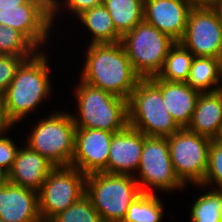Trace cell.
I'll list each match as a JSON object with an SVG mask.
<instances>
[{"label": "cell", "mask_w": 222, "mask_h": 222, "mask_svg": "<svg viewBox=\"0 0 222 222\" xmlns=\"http://www.w3.org/2000/svg\"><path fill=\"white\" fill-rule=\"evenodd\" d=\"M48 56L46 51L41 50L24 60L17 68L5 94L0 98L7 117L14 125L34 113L32 111H36L45 99L51 98L53 85Z\"/></svg>", "instance_id": "cell-1"}, {"label": "cell", "mask_w": 222, "mask_h": 222, "mask_svg": "<svg viewBox=\"0 0 222 222\" xmlns=\"http://www.w3.org/2000/svg\"><path fill=\"white\" fill-rule=\"evenodd\" d=\"M88 46L80 80L128 100L141 77L134 71L121 42Z\"/></svg>", "instance_id": "cell-2"}, {"label": "cell", "mask_w": 222, "mask_h": 222, "mask_svg": "<svg viewBox=\"0 0 222 222\" xmlns=\"http://www.w3.org/2000/svg\"><path fill=\"white\" fill-rule=\"evenodd\" d=\"M78 111L71 114L76 128L119 132L128 125V100L114 93L95 88L83 81L75 85Z\"/></svg>", "instance_id": "cell-3"}, {"label": "cell", "mask_w": 222, "mask_h": 222, "mask_svg": "<svg viewBox=\"0 0 222 222\" xmlns=\"http://www.w3.org/2000/svg\"><path fill=\"white\" fill-rule=\"evenodd\" d=\"M85 194L102 222H122L142 191L132 175L97 172L86 175Z\"/></svg>", "instance_id": "cell-4"}, {"label": "cell", "mask_w": 222, "mask_h": 222, "mask_svg": "<svg viewBox=\"0 0 222 222\" xmlns=\"http://www.w3.org/2000/svg\"><path fill=\"white\" fill-rule=\"evenodd\" d=\"M71 112L54 111L37 121L26 137L31 150L56 166H70L75 148L76 126ZM28 138V139H27Z\"/></svg>", "instance_id": "cell-5"}, {"label": "cell", "mask_w": 222, "mask_h": 222, "mask_svg": "<svg viewBox=\"0 0 222 222\" xmlns=\"http://www.w3.org/2000/svg\"><path fill=\"white\" fill-rule=\"evenodd\" d=\"M128 122L146 136L168 137L181 129L165 108L161 90L150 79H141L131 92Z\"/></svg>", "instance_id": "cell-6"}, {"label": "cell", "mask_w": 222, "mask_h": 222, "mask_svg": "<svg viewBox=\"0 0 222 222\" xmlns=\"http://www.w3.org/2000/svg\"><path fill=\"white\" fill-rule=\"evenodd\" d=\"M176 42L144 20L122 36L126 55L141 79L157 76Z\"/></svg>", "instance_id": "cell-7"}, {"label": "cell", "mask_w": 222, "mask_h": 222, "mask_svg": "<svg viewBox=\"0 0 222 222\" xmlns=\"http://www.w3.org/2000/svg\"><path fill=\"white\" fill-rule=\"evenodd\" d=\"M137 173L133 177L142 193L155 194V189L171 193L186 187L174 171L167 137L146 136Z\"/></svg>", "instance_id": "cell-8"}, {"label": "cell", "mask_w": 222, "mask_h": 222, "mask_svg": "<svg viewBox=\"0 0 222 222\" xmlns=\"http://www.w3.org/2000/svg\"><path fill=\"white\" fill-rule=\"evenodd\" d=\"M170 158L179 180L185 185H201L208 168L211 139L181 128L167 137Z\"/></svg>", "instance_id": "cell-9"}, {"label": "cell", "mask_w": 222, "mask_h": 222, "mask_svg": "<svg viewBox=\"0 0 222 222\" xmlns=\"http://www.w3.org/2000/svg\"><path fill=\"white\" fill-rule=\"evenodd\" d=\"M86 175L73 166L54 167L38 191L42 221H51L85 194Z\"/></svg>", "instance_id": "cell-10"}, {"label": "cell", "mask_w": 222, "mask_h": 222, "mask_svg": "<svg viewBox=\"0 0 222 222\" xmlns=\"http://www.w3.org/2000/svg\"><path fill=\"white\" fill-rule=\"evenodd\" d=\"M179 43L194 56L222 59V24L213 6H193Z\"/></svg>", "instance_id": "cell-11"}, {"label": "cell", "mask_w": 222, "mask_h": 222, "mask_svg": "<svg viewBox=\"0 0 222 222\" xmlns=\"http://www.w3.org/2000/svg\"><path fill=\"white\" fill-rule=\"evenodd\" d=\"M0 25L21 32L41 51L51 41V0H28L17 8H0Z\"/></svg>", "instance_id": "cell-12"}, {"label": "cell", "mask_w": 222, "mask_h": 222, "mask_svg": "<svg viewBox=\"0 0 222 222\" xmlns=\"http://www.w3.org/2000/svg\"><path fill=\"white\" fill-rule=\"evenodd\" d=\"M114 132L100 129L76 128L75 148L70 166L85 175L104 172Z\"/></svg>", "instance_id": "cell-13"}, {"label": "cell", "mask_w": 222, "mask_h": 222, "mask_svg": "<svg viewBox=\"0 0 222 222\" xmlns=\"http://www.w3.org/2000/svg\"><path fill=\"white\" fill-rule=\"evenodd\" d=\"M192 8L185 0H144L143 20L179 42Z\"/></svg>", "instance_id": "cell-14"}, {"label": "cell", "mask_w": 222, "mask_h": 222, "mask_svg": "<svg viewBox=\"0 0 222 222\" xmlns=\"http://www.w3.org/2000/svg\"><path fill=\"white\" fill-rule=\"evenodd\" d=\"M146 135L129 125L113 134L107 168L104 173L135 175L139 167L143 143Z\"/></svg>", "instance_id": "cell-15"}, {"label": "cell", "mask_w": 222, "mask_h": 222, "mask_svg": "<svg viewBox=\"0 0 222 222\" xmlns=\"http://www.w3.org/2000/svg\"><path fill=\"white\" fill-rule=\"evenodd\" d=\"M0 218L4 222H41L38 192L9 182L0 185Z\"/></svg>", "instance_id": "cell-16"}, {"label": "cell", "mask_w": 222, "mask_h": 222, "mask_svg": "<svg viewBox=\"0 0 222 222\" xmlns=\"http://www.w3.org/2000/svg\"><path fill=\"white\" fill-rule=\"evenodd\" d=\"M54 167L45 157L23 145L8 172V182L38 192Z\"/></svg>", "instance_id": "cell-17"}, {"label": "cell", "mask_w": 222, "mask_h": 222, "mask_svg": "<svg viewBox=\"0 0 222 222\" xmlns=\"http://www.w3.org/2000/svg\"><path fill=\"white\" fill-rule=\"evenodd\" d=\"M162 92L165 108L181 128L191 122L200 92L186 82L164 81L156 76L149 78Z\"/></svg>", "instance_id": "cell-18"}, {"label": "cell", "mask_w": 222, "mask_h": 222, "mask_svg": "<svg viewBox=\"0 0 222 222\" xmlns=\"http://www.w3.org/2000/svg\"><path fill=\"white\" fill-rule=\"evenodd\" d=\"M187 129L211 140L222 137V89L199 94Z\"/></svg>", "instance_id": "cell-19"}, {"label": "cell", "mask_w": 222, "mask_h": 222, "mask_svg": "<svg viewBox=\"0 0 222 222\" xmlns=\"http://www.w3.org/2000/svg\"><path fill=\"white\" fill-rule=\"evenodd\" d=\"M186 83L200 93L222 89V59L194 56Z\"/></svg>", "instance_id": "cell-20"}, {"label": "cell", "mask_w": 222, "mask_h": 222, "mask_svg": "<svg viewBox=\"0 0 222 222\" xmlns=\"http://www.w3.org/2000/svg\"><path fill=\"white\" fill-rule=\"evenodd\" d=\"M76 18L91 33L90 44L121 42L122 36L116 31L113 20L103 4L83 11Z\"/></svg>", "instance_id": "cell-21"}, {"label": "cell", "mask_w": 222, "mask_h": 222, "mask_svg": "<svg viewBox=\"0 0 222 222\" xmlns=\"http://www.w3.org/2000/svg\"><path fill=\"white\" fill-rule=\"evenodd\" d=\"M103 5L121 36L143 21L144 0H103Z\"/></svg>", "instance_id": "cell-22"}, {"label": "cell", "mask_w": 222, "mask_h": 222, "mask_svg": "<svg viewBox=\"0 0 222 222\" xmlns=\"http://www.w3.org/2000/svg\"><path fill=\"white\" fill-rule=\"evenodd\" d=\"M194 55L176 42L168 51L161 71L156 76L164 81L186 82Z\"/></svg>", "instance_id": "cell-23"}, {"label": "cell", "mask_w": 222, "mask_h": 222, "mask_svg": "<svg viewBox=\"0 0 222 222\" xmlns=\"http://www.w3.org/2000/svg\"><path fill=\"white\" fill-rule=\"evenodd\" d=\"M164 204L157 194L142 193L129 206L122 222H161Z\"/></svg>", "instance_id": "cell-24"}, {"label": "cell", "mask_w": 222, "mask_h": 222, "mask_svg": "<svg viewBox=\"0 0 222 222\" xmlns=\"http://www.w3.org/2000/svg\"><path fill=\"white\" fill-rule=\"evenodd\" d=\"M207 190L208 192H202L192 203L189 221L222 222V189Z\"/></svg>", "instance_id": "cell-25"}, {"label": "cell", "mask_w": 222, "mask_h": 222, "mask_svg": "<svg viewBox=\"0 0 222 222\" xmlns=\"http://www.w3.org/2000/svg\"><path fill=\"white\" fill-rule=\"evenodd\" d=\"M39 50L19 31L0 25V54L22 57L25 60L33 57Z\"/></svg>", "instance_id": "cell-26"}, {"label": "cell", "mask_w": 222, "mask_h": 222, "mask_svg": "<svg viewBox=\"0 0 222 222\" xmlns=\"http://www.w3.org/2000/svg\"><path fill=\"white\" fill-rule=\"evenodd\" d=\"M50 222H102L90 198L84 194L73 205L56 215Z\"/></svg>", "instance_id": "cell-27"}, {"label": "cell", "mask_w": 222, "mask_h": 222, "mask_svg": "<svg viewBox=\"0 0 222 222\" xmlns=\"http://www.w3.org/2000/svg\"><path fill=\"white\" fill-rule=\"evenodd\" d=\"M213 185V186H212ZM194 187L222 189V139L211 140L209 148L208 168L201 185ZM212 186V187H211Z\"/></svg>", "instance_id": "cell-28"}, {"label": "cell", "mask_w": 222, "mask_h": 222, "mask_svg": "<svg viewBox=\"0 0 222 222\" xmlns=\"http://www.w3.org/2000/svg\"><path fill=\"white\" fill-rule=\"evenodd\" d=\"M103 4V0H51V20L52 26H54L57 19L58 13H61V9L64 8L69 11L70 14L74 13L76 17L80 15L83 11L99 6ZM63 7V8H62ZM60 10V11H59ZM55 17V18H54Z\"/></svg>", "instance_id": "cell-29"}, {"label": "cell", "mask_w": 222, "mask_h": 222, "mask_svg": "<svg viewBox=\"0 0 222 222\" xmlns=\"http://www.w3.org/2000/svg\"><path fill=\"white\" fill-rule=\"evenodd\" d=\"M25 59L13 55L0 54V98L15 77L17 68Z\"/></svg>", "instance_id": "cell-30"}, {"label": "cell", "mask_w": 222, "mask_h": 222, "mask_svg": "<svg viewBox=\"0 0 222 222\" xmlns=\"http://www.w3.org/2000/svg\"><path fill=\"white\" fill-rule=\"evenodd\" d=\"M5 135L0 139V168H2L7 173L11 170L14 160L16 158L19 146L13 140V137H8Z\"/></svg>", "instance_id": "cell-31"}, {"label": "cell", "mask_w": 222, "mask_h": 222, "mask_svg": "<svg viewBox=\"0 0 222 222\" xmlns=\"http://www.w3.org/2000/svg\"><path fill=\"white\" fill-rule=\"evenodd\" d=\"M12 127L15 128V125L7 117L0 102V139L7 135V132L12 130Z\"/></svg>", "instance_id": "cell-32"}, {"label": "cell", "mask_w": 222, "mask_h": 222, "mask_svg": "<svg viewBox=\"0 0 222 222\" xmlns=\"http://www.w3.org/2000/svg\"><path fill=\"white\" fill-rule=\"evenodd\" d=\"M28 0H0V8H17Z\"/></svg>", "instance_id": "cell-33"}, {"label": "cell", "mask_w": 222, "mask_h": 222, "mask_svg": "<svg viewBox=\"0 0 222 222\" xmlns=\"http://www.w3.org/2000/svg\"><path fill=\"white\" fill-rule=\"evenodd\" d=\"M193 6H212L216 0H185Z\"/></svg>", "instance_id": "cell-34"}, {"label": "cell", "mask_w": 222, "mask_h": 222, "mask_svg": "<svg viewBox=\"0 0 222 222\" xmlns=\"http://www.w3.org/2000/svg\"><path fill=\"white\" fill-rule=\"evenodd\" d=\"M212 6L216 10L222 24V0H216V2Z\"/></svg>", "instance_id": "cell-35"}, {"label": "cell", "mask_w": 222, "mask_h": 222, "mask_svg": "<svg viewBox=\"0 0 222 222\" xmlns=\"http://www.w3.org/2000/svg\"><path fill=\"white\" fill-rule=\"evenodd\" d=\"M8 182V173L0 168V185Z\"/></svg>", "instance_id": "cell-36"}]
</instances>
